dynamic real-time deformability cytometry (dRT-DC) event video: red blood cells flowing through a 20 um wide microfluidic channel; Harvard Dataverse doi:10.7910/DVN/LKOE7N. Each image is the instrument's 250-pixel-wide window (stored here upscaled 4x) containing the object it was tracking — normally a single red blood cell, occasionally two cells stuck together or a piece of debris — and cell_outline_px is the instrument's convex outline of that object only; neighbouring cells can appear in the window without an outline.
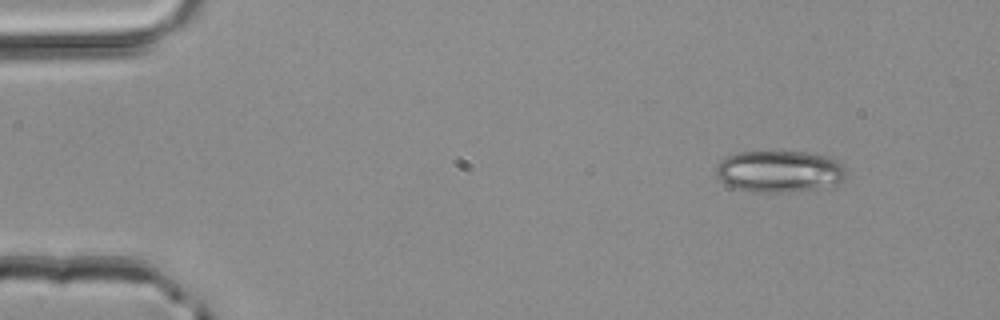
{"species": "common noctule bat (a hibernating species)", "species_latin": "Nyctalus noctula", "temperature_condition": "room temperature", "stored_images_in_passage": 46, "camera_frame_rate_fps": 3000, "um_per_image_px": 0.085, "animal": {"sex": "male", "body_mass_g": 20.4}, "frame": {"image": 1, "passage_image": 1, "time_ms": 0.0, "image_size_px": [1000, 320], "cell_outline_px": [[844, 176], [836, 184], [816, 188], [788, 192], [752, 192], [732, 188], [720, 180], [716, 176], [716, 168], [720, 160], [728, 156], [740, 152], [812, 152], [836, 156], [840, 160], [844, 168]], "centroid_in_image_um": [66.25, 14.55], "position_along_channel_um": 18.7, "area_um2": 31.91}}
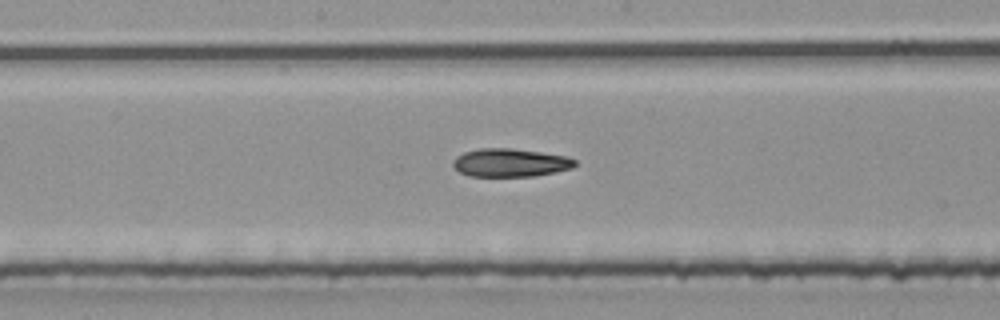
{"frame": {"image": 2, "passage_image": 22, "time_ms": 7.0, "image_size_px": [1000, 320], "cell_outline_px": [[576, 164], [572, 168], [556, 172], [532, 176], [472, 176], [460, 172], [452, 164], [452, 160], [456, 156], [464, 152], [480, 148], [512, 148], [540, 152], [564, 156], [576, 160]], "centroid_in_image_um": [43.35, 13.82], "position_along_channel_um": 204.8, "area_um2": 19.94}}
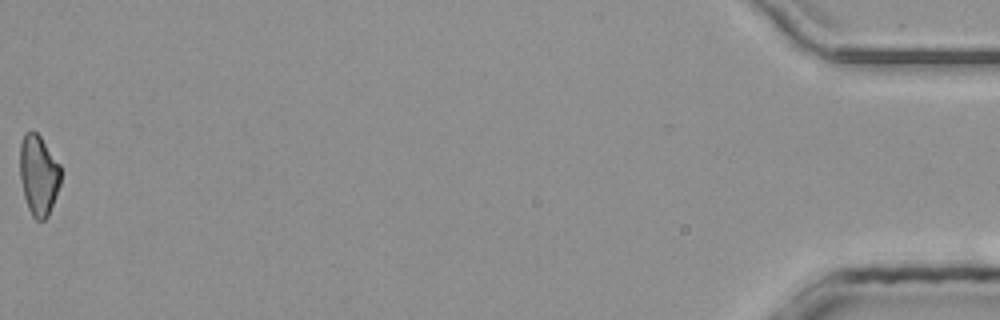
{"frame": {"image": 3, "passage_image": 46, "time_ms": 15.0, "image_size_px": [1000, 320], "cell_outline_px": [[60, 184], [48, 216], [44, 220], [36, 220], [32, 216], [28, 208], [24, 196], [20, 180], [20, 144], [24, 132], [36, 132], [40, 136], [60, 164]], "centroid_in_image_um": [3.27, 14.88], "position_along_channel_um": 431.9, "area_um2": 19.07}, "authors_computed_cell_mechanics": {"area_um2": 20.3456, "velocity_mm_per_s": 4.1624, "shape_relaxation_time_tau1_ms": 5.6059, "shape_relaxation_time_tau2_ms": 5.3459, "deformation_change_tau1": 0.1648, "deformation_change_tau2": 0.1463}}